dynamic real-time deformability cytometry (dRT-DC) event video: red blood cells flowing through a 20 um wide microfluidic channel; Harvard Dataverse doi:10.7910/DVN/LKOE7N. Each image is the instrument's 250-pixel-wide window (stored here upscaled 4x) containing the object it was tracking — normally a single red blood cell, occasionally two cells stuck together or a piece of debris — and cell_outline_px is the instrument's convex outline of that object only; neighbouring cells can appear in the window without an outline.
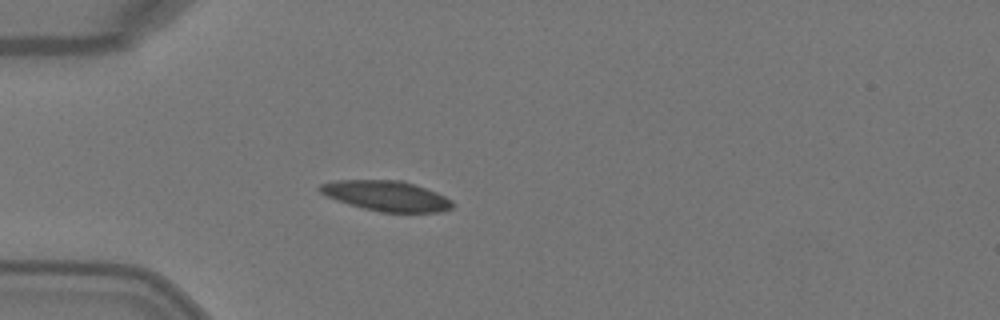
{"species": "Egyptian fruit bat (a non-hibernating species)", "species_latin": "Rousettus aegyptiacus", "temperature_condition": "warm", "stored_images_in_passage": 3, "camera_frame_rate_fps": 3000, "um_per_image_px": 0.085, "animal": {"sex": "female"}, "frame": {"image": 1, "passage_image": 3, "time_ms": 0.667, "image_size_px": [1000, 320], "cell_outline_px": [[452, 208], [444, 212], [380, 212], [348, 204], [336, 200], [320, 192], [316, 188], [320, 184], [336, 180], [404, 180], [436, 192], [452, 200]], "centroid_in_image_um": [32.84, 16.64], "position_along_channel_um": 52.2, "area_um2": 23.41}}